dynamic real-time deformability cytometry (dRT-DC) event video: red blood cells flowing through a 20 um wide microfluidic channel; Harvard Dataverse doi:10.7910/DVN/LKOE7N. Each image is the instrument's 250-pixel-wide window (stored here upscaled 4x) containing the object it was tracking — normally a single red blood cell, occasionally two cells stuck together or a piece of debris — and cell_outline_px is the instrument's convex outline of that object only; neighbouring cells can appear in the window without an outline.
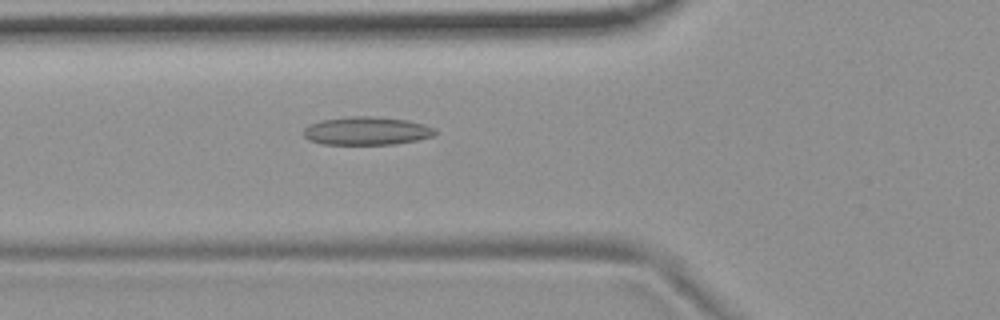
{"species": "common noctule bat (a hibernating species)", "species_latin": "Nyctalus noctula", "temperature_condition": "room temperature", "stored_images_in_passage": 53, "camera_frame_rate_fps": 3000, "um_per_image_px": 0.085, "animal": {"sex": "female", "body_mass_g": 19.9}, "frame": {"image": 1, "passage_image": 19, "time_ms": 6.0, "image_size_px": [1000, 320], "cell_outline_px": [[436, 132], [432, 136], [416, 140], [396, 144], [320, 144], [308, 140], [304, 136], [304, 128], [308, 124], [320, 120], [348, 116], [372, 116], [408, 120], [424, 124], [436, 128]], "centroid_in_image_um": [31.14, 11.12], "position_along_channel_um": 94.7, "area_um2": 21.79}}
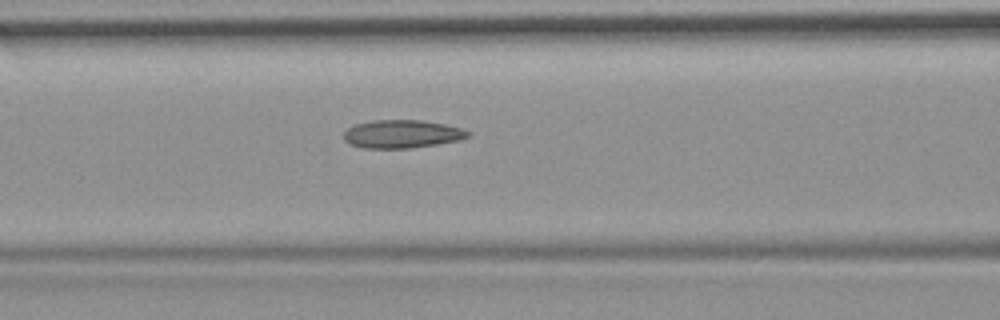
{"frame": {"image": 2, "passage_image": 22, "time_ms": 7.0, "image_size_px": [1000, 320], "cell_outline_px": [[472, 132], [468, 136], [460, 140], [412, 148], [360, 148], [344, 140], [344, 132], [352, 124], [372, 120], [420, 120], [444, 124], [460, 128]], "centroid_in_image_um": [34.14, 11.39], "position_along_channel_um": 132.5, "area_um2": 20.4}}
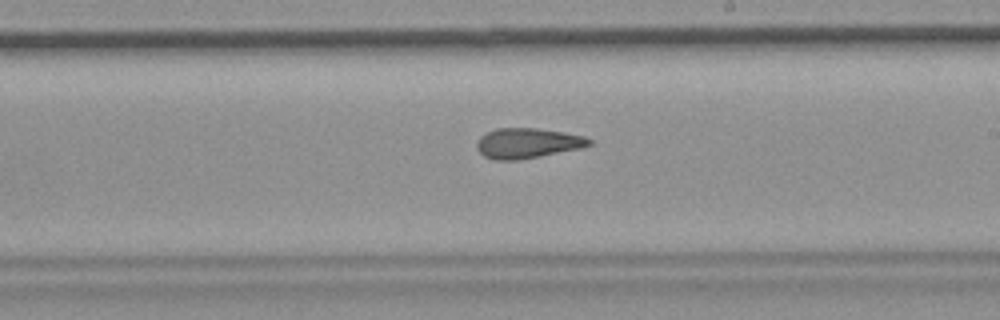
{"frame": {"image": 3, "passage_image": 31, "time_ms": 10.0, "image_size_px": [1000, 320], "cell_outline_px": [[592, 144], [580, 148], [520, 160], [496, 160], [484, 156], [476, 148], [476, 144], [480, 136], [496, 128], [536, 128], [564, 132], [584, 136], [592, 140]], "centroid_in_image_um": [44.82, 12.17], "position_along_channel_um": 244.2, "area_um2": 19.71}, "authors_computed_cell_mechanics": {"area_um2": 20.4034, "velocity_mm_per_s": 3.7366, "shape_relaxation_time_tau1_ms": null, "shape_relaxation_time_tau2_ms": 2.3502, "deformation_change_tau1": null, "deformation_change_tau2": 0.1035}}